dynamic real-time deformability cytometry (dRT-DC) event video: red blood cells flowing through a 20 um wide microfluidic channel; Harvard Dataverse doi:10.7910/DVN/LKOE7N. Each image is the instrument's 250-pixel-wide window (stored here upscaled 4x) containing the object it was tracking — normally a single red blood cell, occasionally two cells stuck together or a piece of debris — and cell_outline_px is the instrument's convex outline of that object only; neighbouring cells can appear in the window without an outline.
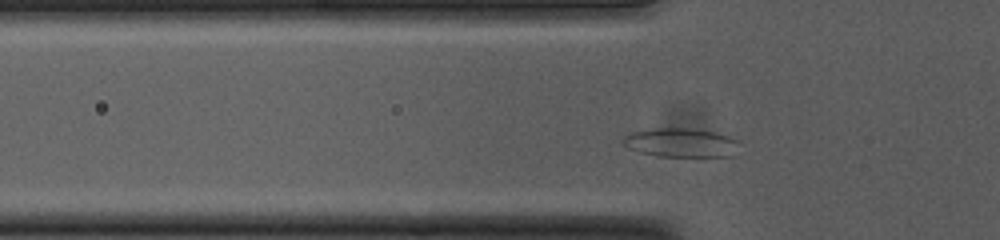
{"species": "common noctule bat (a hibernating species)", "species_latin": "Nyctalus noctula", "temperature_condition": "cold", "stored_images_in_passage": 38, "camera_frame_rate_fps": 3000, "um_per_image_px": 0.085, "animal": {"sex": "female", "body_mass_g": 23.0, "forearm_length_mm": 53.4}, "frame": {"image": 1, "passage_image": 10, "time_ms": 3.0, "image_size_px": [1000, 240], "cell_outline_px": [[744, 144], [732, 156], [656, 156], [640, 152], [628, 148], [624, 144], [624, 136], [632, 132], [652, 128], [688, 128], [716, 132], [728, 136]], "centroid_in_image_um": [57.94, 12.12], "position_along_channel_um": 67.9, "area_um2": 19.77}}
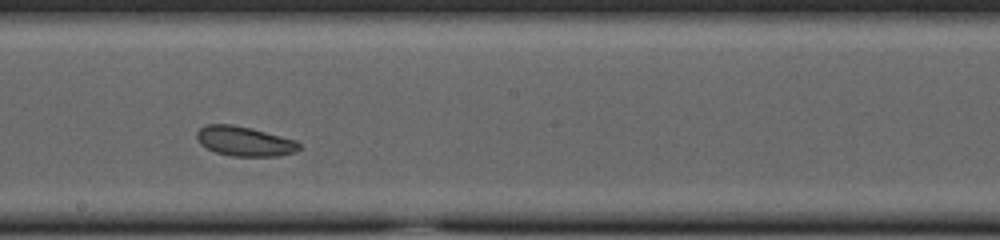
{"frame": {"image": 2, "passage_image": 23, "time_ms": 7.333, "image_size_px": [1000, 240], "cell_outline_px": [[300, 148], [296, 152], [280, 156], [232, 156], [216, 152], [200, 144], [196, 136], [196, 132], [204, 124], [232, 124], [252, 128], [296, 140], [300, 144]], "centroid_in_image_um": [20.79, 12.0], "position_along_channel_um": 227.4, "area_um2": 17.8}}
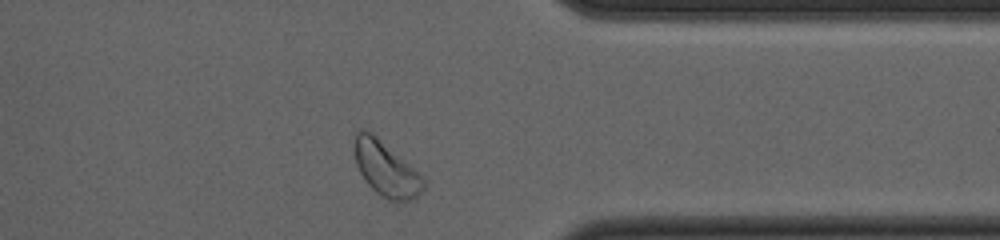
{"frame": {"image": 3, "passage_image": 36, "time_ms": 11.667, "image_size_px": [1000, 240], "cell_outline_px": [[424, 188], [412, 200], [396, 204], [380, 196], [364, 180], [356, 164], [352, 152], [352, 140], [356, 132], [360, 128], [364, 128], [372, 132], [412, 168], [424, 180]], "centroid_in_image_um": [32.71, 14.35], "position_along_channel_um": 378.7, "area_um2": 22.2}, "authors_computed_cell_mechanics": {"area_um2": 18.7272, "velocity_mm_per_s": 3.6876, "shape_relaxation_time_tau1_ms": null, "shape_relaxation_time_tau2_ms": 7.6017, "deformation_change_tau1": null, "deformation_change_tau2": 0.11}}